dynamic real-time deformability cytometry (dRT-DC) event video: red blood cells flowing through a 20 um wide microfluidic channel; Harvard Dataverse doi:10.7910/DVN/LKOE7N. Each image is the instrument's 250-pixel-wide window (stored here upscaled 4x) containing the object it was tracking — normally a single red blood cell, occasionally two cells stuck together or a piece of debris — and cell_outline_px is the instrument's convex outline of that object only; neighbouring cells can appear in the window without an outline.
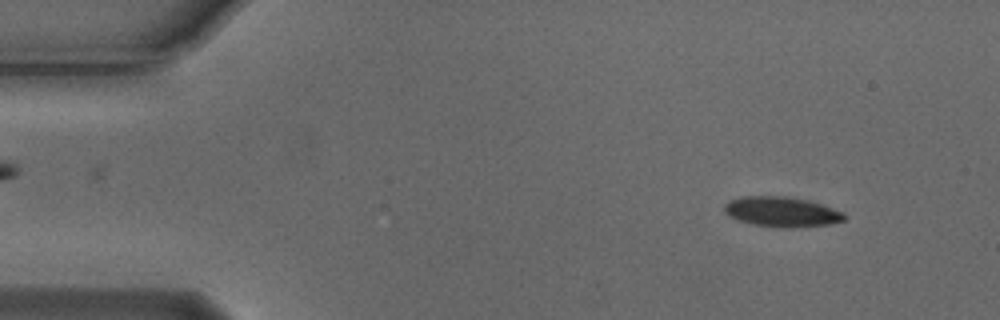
{"species": "Egyptian fruit bat (a non-hibernating species)", "species_latin": "Rousettus aegyptiacus", "temperature_condition": "cold", "stored_images_in_passage": 5, "segment_of_instrument_passage": [2, 2], "camera_frame_rate_fps": 3000, "um_per_image_px": 0.085, "animal": {"sex": "male"}, "frame": {"image": 1, "passage_image": 5, "time_ms": 1.333, "image_size_px": [1000, 320], "cell_outline_px": [[844, 220], [828, 224], [756, 224], [740, 220], [724, 212], [724, 204], [728, 200], [740, 196], [788, 196], [808, 200], [844, 212]], "centroid_in_image_um": [66.39, 17.91], "position_along_channel_um": 18.6, "area_um2": 19.65}}